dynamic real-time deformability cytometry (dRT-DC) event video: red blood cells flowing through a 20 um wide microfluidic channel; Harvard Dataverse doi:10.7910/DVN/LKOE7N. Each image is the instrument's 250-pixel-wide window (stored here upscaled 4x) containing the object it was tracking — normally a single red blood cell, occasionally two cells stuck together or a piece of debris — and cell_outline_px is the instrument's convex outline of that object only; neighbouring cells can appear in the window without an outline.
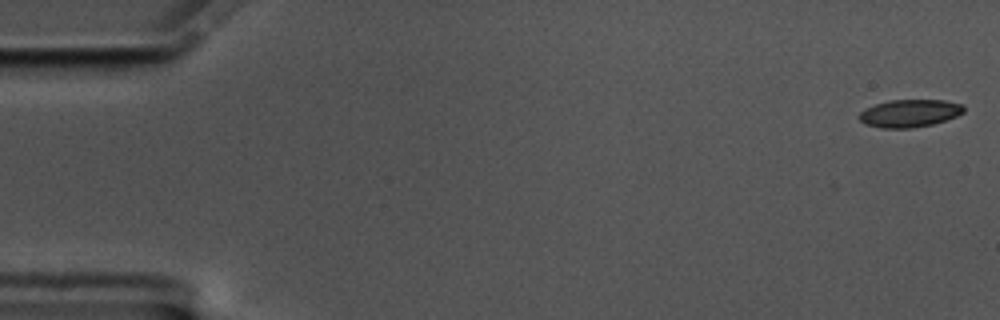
{"species": "common noctule bat (a hibernating species)", "species_latin": "Nyctalus noctula", "temperature_condition": "cold", "stored_images_in_passage": 57, "camera_frame_rate_fps": 3000, "um_per_image_px": 0.085, "animal": {"sex": "male", "body_mass_g": 17.5, "forearm_length_mm": 52.3}, "frame": {"image": 1, "passage_image": 1, "time_ms": 0.0, "image_size_px": [1000, 320], "cell_outline_px": [[964, 112], [956, 116], [932, 124], [912, 128], [880, 128], [864, 124], [856, 116], [860, 112], [876, 104], [888, 100], [944, 100], [964, 104]], "centroid_in_image_um": [77.3, 9.63], "position_along_channel_um": 7.7, "area_um2": 16.88}}
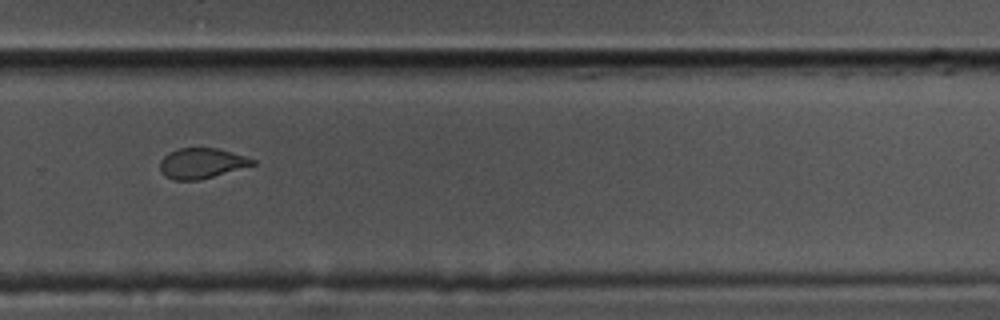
{"frame": {"image": 2, "passage_image": 39, "time_ms": 12.667, "image_size_px": [1000, 320], "cell_outline_px": [[256, 164], [200, 180], [172, 180], [164, 176], [160, 172], [160, 160], [168, 152], [180, 148], [220, 148], [256, 160]], "centroid_in_image_um": [17.1, 13.88], "position_along_channel_um": 312.7, "area_um2": 16.47}}
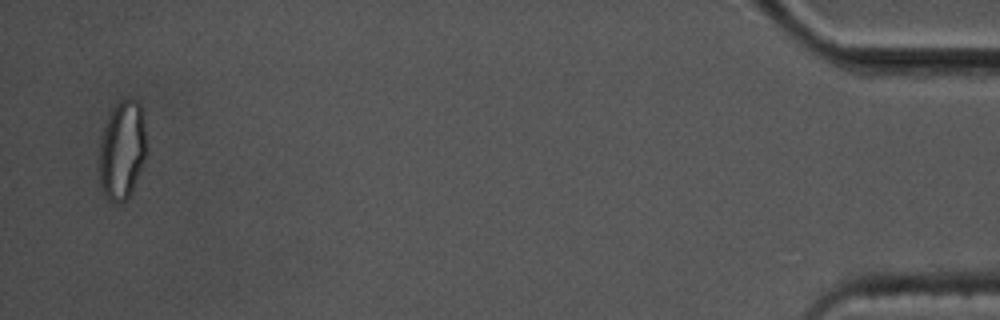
{"frame": {"image": 3, "passage_image": 56, "time_ms": 18.333, "image_size_px": [1000, 320], "cell_outline_px": [[144, 160], [132, 188], [128, 196], [120, 204], [108, 200], [104, 192], [100, 180], [100, 136], [112, 108], [120, 100], [128, 96], [132, 96], [140, 104], [144, 128]], "centroid_in_image_um": [10.35, 12.7], "position_along_channel_um": 424.8, "area_um2": 26.59}, "authors_computed_cell_mechanics": {"area_um2": 17.8024, "velocity_mm_per_s": 3.4959, "shape_relaxation_time_tau1_ms": null, "shape_relaxation_time_tau2_ms": 1.5364, "deformation_change_tau1": null, "deformation_change_tau2": 0.058}}